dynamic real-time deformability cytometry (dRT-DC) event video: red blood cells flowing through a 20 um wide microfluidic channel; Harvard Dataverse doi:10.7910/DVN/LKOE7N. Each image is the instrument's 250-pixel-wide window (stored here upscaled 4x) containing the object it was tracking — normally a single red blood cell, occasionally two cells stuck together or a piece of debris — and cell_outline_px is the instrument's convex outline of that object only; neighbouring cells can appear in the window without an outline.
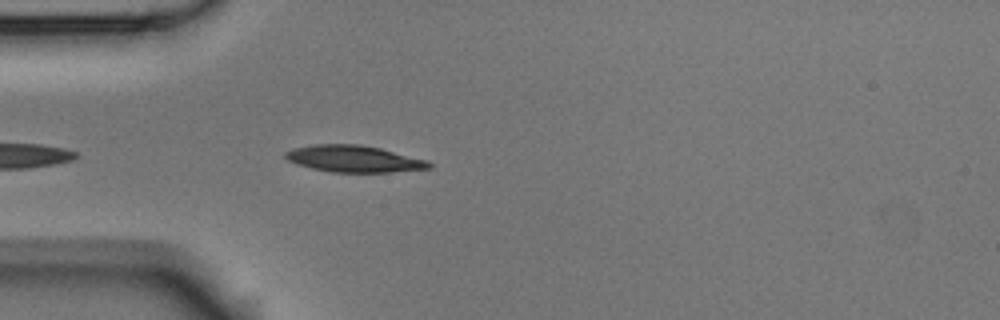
{"species": "Egyptian fruit bat (a non-hibernating species)", "species_latin": "Rousettus aegyptiacus", "temperature_condition": "room temperature", "stored_images_in_passage": 39, "camera_frame_rate_fps": 3000, "um_per_image_px": 0.085, "animal": {"sex": "male"}, "frame": {"image": 1, "passage_image": 3, "time_ms": 0.667, "image_size_px": [1000, 320], "cell_outline_px": [[432, 168], [392, 172], [332, 172], [312, 168], [296, 164], [288, 160], [284, 156], [284, 152], [292, 148], [312, 144], [360, 144], [380, 148], [428, 160], [432, 164]], "centroid_in_image_um": [30.07, 13.49], "position_along_channel_um": 54.9, "area_um2": 22.48}}
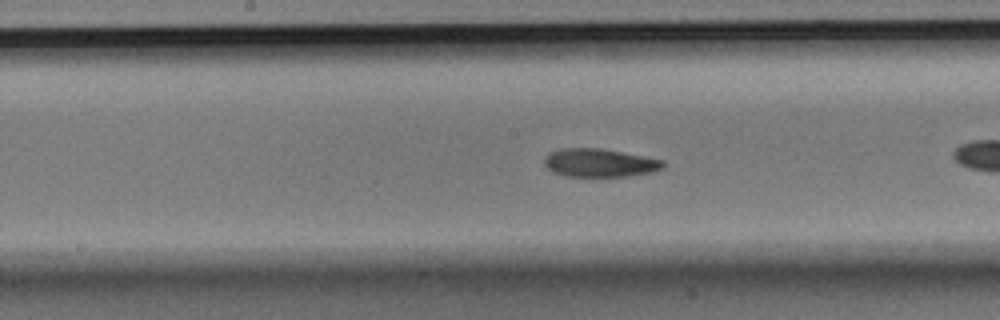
{"frame": {"image": 2, "passage_image": 12, "time_ms": 3.667, "image_size_px": [1000, 320], "cell_outline_px": [[664, 168], [652, 172], [628, 176], [568, 176], [552, 172], [544, 164], [544, 156], [548, 152], [560, 148], [600, 148], [644, 156], [664, 160]], "centroid_in_image_um": [50.94, 13.83], "position_along_channel_um": 197.3, "area_um2": 19.65}}
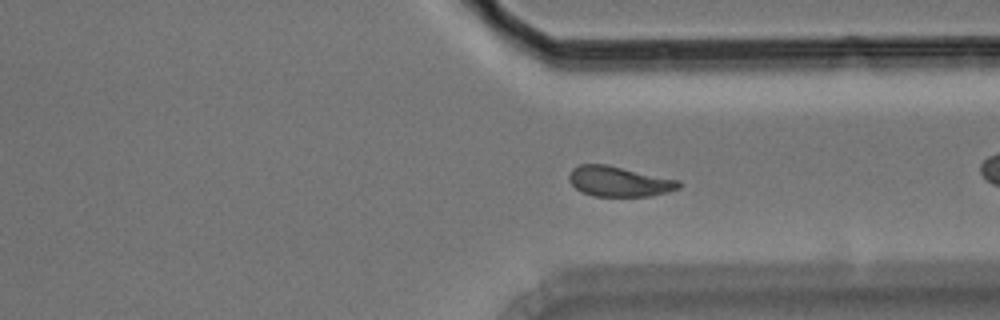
{"frame": {"image": 3, "passage_image": 25, "time_ms": 8.0, "image_size_px": [1000, 320], "cell_outline_px": [[680, 188], [668, 192], [652, 196], [592, 196], [580, 192], [568, 180], [568, 176], [572, 168], [580, 164], [604, 164], [680, 180]], "centroid_in_image_um": [52.6, 15.43], "position_along_channel_um": 358.8, "area_um2": 19.36}, "authors_computed_cell_mechanics": {"area_um2": 19.7676, "velocity_mm_per_s": 3.7318, "shape_relaxation_time_tau1_ms": 3.4281, "shape_relaxation_time_tau2_ms": 2.7623, "deformation_change_tau1": 0.1112, "deformation_change_tau2": 0.0904}}